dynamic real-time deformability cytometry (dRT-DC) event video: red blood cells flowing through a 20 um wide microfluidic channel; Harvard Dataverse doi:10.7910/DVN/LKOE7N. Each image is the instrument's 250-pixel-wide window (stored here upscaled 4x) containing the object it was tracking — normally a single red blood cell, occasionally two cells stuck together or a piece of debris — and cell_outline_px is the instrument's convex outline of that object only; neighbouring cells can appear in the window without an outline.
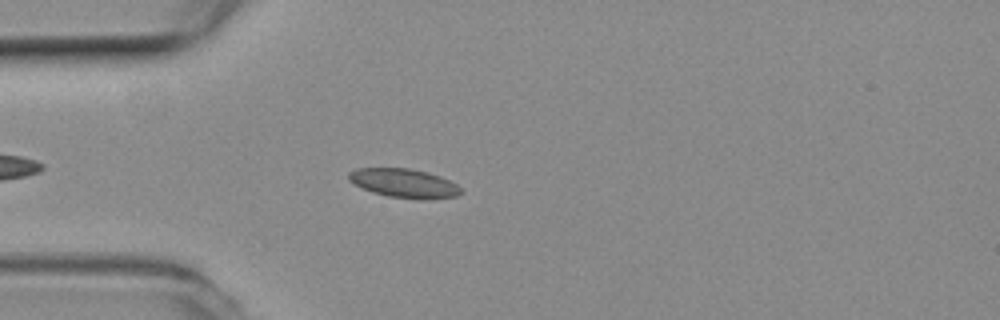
{"species": "common noctule bat (a hibernating species)", "species_latin": "Nyctalus noctula", "temperature_condition": "room temperature", "stored_images_in_passage": 4, "camera_frame_rate_fps": 3000, "um_per_image_px": 0.085, "animal": {"sex": "female", "body_mass_g": 19.3, "forearm_length_mm": 54.1}, "frame": {"image": 1, "passage_image": 4, "time_ms": 1.0, "image_size_px": [1000, 320], "cell_outline_px": [[464, 192], [456, 196], [428, 200], [420, 200], [388, 196], [372, 192], [360, 188], [348, 180], [348, 172], [356, 168], [408, 168], [428, 172], [440, 176], [456, 184]], "centroid_in_image_um": [34.33, 15.58], "position_along_channel_um": 50.7, "area_um2": 19.19}}